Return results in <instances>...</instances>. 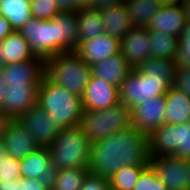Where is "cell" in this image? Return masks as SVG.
I'll use <instances>...</instances> for the list:
<instances>
[{
	"instance_id": "8",
	"label": "cell",
	"mask_w": 190,
	"mask_h": 190,
	"mask_svg": "<svg viewBox=\"0 0 190 190\" xmlns=\"http://www.w3.org/2000/svg\"><path fill=\"white\" fill-rule=\"evenodd\" d=\"M19 32L28 41L35 56L44 59L59 53L58 24L54 19L38 20L31 18Z\"/></svg>"
},
{
	"instance_id": "23",
	"label": "cell",
	"mask_w": 190,
	"mask_h": 190,
	"mask_svg": "<svg viewBox=\"0 0 190 190\" xmlns=\"http://www.w3.org/2000/svg\"><path fill=\"white\" fill-rule=\"evenodd\" d=\"M58 24L59 53L75 50L79 44L77 14L74 11H61L53 18Z\"/></svg>"
},
{
	"instance_id": "13",
	"label": "cell",
	"mask_w": 190,
	"mask_h": 190,
	"mask_svg": "<svg viewBox=\"0 0 190 190\" xmlns=\"http://www.w3.org/2000/svg\"><path fill=\"white\" fill-rule=\"evenodd\" d=\"M39 85H9L0 110L16 120L27 109L38 104Z\"/></svg>"
},
{
	"instance_id": "24",
	"label": "cell",
	"mask_w": 190,
	"mask_h": 190,
	"mask_svg": "<svg viewBox=\"0 0 190 190\" xmlns=\"http://www.w3.org/2000/svg\"><path fill=\"white\" fill-rule=\"evenodd\" d=\"M165 96V124L180 125L190 121V98L172 86Z\"/></svg>"
},
{
	"instance_id": "2",
	"label": "cell",
	"mask_w": 190,
	"mask_h": 190,
	"mask_svg": "<svg viewBox=\"0 0 190 190\" xmlns=\"http://www.w3.org/2000/svg\"><path fill=\"white\" fill-rule=\"evenodd\" d=\"M38 105L61 129L78 126L84 113L81 97L53 83L46 75L39 85Z\"/></svg>"
},
{
	"instance_id": "22",
	"label": "cell",
	"mask_w": 190,
	"mask_h": 190,
	"mask_svg": "<svg viewBox=\"0 0 190 190\" xmlns=\"http://www.w3.org/2000/svg\"><path fill=\"white\" fill-rule=\"evenodd\" d=\"M103 19L105 32L120 41L134 27L124 4L99 10Z\"/></svg>"
},
{
	"instance_id": "41",
	"label": "cell",
	"mask_w": 190,
	"mask_h": 190,
	"mask_svg": "<svg viewBox=\"0 0 190 190\" xmlns=\"http://www.w3.org/2000/svg\"><path fill=\"white\" fill-rule=\"evenodd\" d=\"M14 29L11 26V23L0 14V42L4 40Z\"/></svg>"
},
{
	"instance_id": "15",
	"label": "cell",
	"mask_w": 190,
	"mask_h": 190,
	"mask_svg": "<svg viewBox=\"0 0 190 190\" xmlns=\"http://www.w3.org/2000/svg\"><path fill=\"white\" fill-rule=\"evenodd\" d=\"M81 99L84 110H104L119 103V88L91 75Z\"/></svg>"
},
{
	"instance_id": "35",
	"label": "cell",
	"mask_w": 190,
	"mask_h": 190,
	"mask_svg": "<svg viewBox=\"0 0 190 190\" xmlns=\"http://www.w3.org/2000/svg\"><path fill=\"white\" fill-rule=\"evenodd\" d=\"M80 190H111L110 179L89 171Z\"/></svg>"
},
{
	"instance_id": "20",
	"label": "cell",
	"mask_w": 190,
	"mask_h": 190,
	"mask_svg": "<svg viewBox=\"0 0 190 190\" xmlns=\"http://www.w3.org/2000/svg\"><path fill=\"white\" fill-rule=\"evenodd\" d=\"M131 70L132 67L121 53L111 55L91 66L92 76L103 79L118 88Z\"/></svg>"
},
{
	"instance_id": "31",
	"label": "cell",
	"mask_w": 190,
	"mask_h": 190,
	"mask_svg": "<svg viewBox=\"0 0 190 190\" xmlns=\"http://www.w3.org/2000/svg\"><path fill=\"white\" fill-rule=\"evenodd\" d=\"M148 165L123 167L109 177L111 190H133L142 171Z\"/></svg>"
},
{
	"instance_id": "7",
	"label": "cell",
	"mask_w": 190,
	"mask_h": 190,
	"mask_svg": "<svg viewBox=\"0 0 190 190\" xmlns=\"http://www.w3.org/2000/svg\"><path fill=\"white\" fill-rule=\"evenodd\" d=\"M170 87L160 77L148 76L132 68L119 88V102L132 110L150 98L166 95Z\"/></svg>"
},
{
	"instance_id": "30",
	"label": "cell",
	"mask_w": 190,
	"mask_h": 190,
	"mask_svg": "<svg viewBox=\"0 0 190 190\" xmlns=\"http://www.w3.org/2000/svg\"><path fill=\"white\" fill-rule=\"evenodd\" d=\"M177 64L175 60L150 57L141 63L137 69L145 75L160 77L170 86L174 81Z\"/></svg>"
},
{
	"instance_id": "25",
	"label": "cell",
	"mask_w": 190,
	"mask_h": 190,
	"mask_svg": "<svg viewBox=\"0 0 190 190\" xmlns=\"http://www.w3.org/2000/svg\"><path fill=\"white\" fill-rule=\"evenodd\" d=\"M79 42L95 38L105 33L103 19L99 10L93 8H82L76 11Z\"/></svg>"
},
{
	"instance_id": "37",
	"label": "cell",
	"mask_w": 190,
	"mask_h": 190,
	"mask_svg": "<svg viewBox=\"0 0 190 190\" xmlns=\"http://www.w3.org/2000/svg\"><path fill=\"white\" fill-rule=\"evenodd\" d=\"M172 87L190 98V68L176 67Z\"/></svg>"
},
{
	"instance_id": "34",
	"label": "cell",
	"mask_w": 190,
	"mask_h": 190,
	"mask_svg": "<svg viewBox=\"0 0 190 190\" xmlns=\"http://www.w3.org/2000/svg\"><path fill=\"white\" fill-rule=\"evenodd\" d=\"M177 67L190 68V23H186L179 37L178 52L176 58Z\"/></svg>"
},
{
	"instance_id": "18",
	"label": "cell",
	"mask_w": 190,
	"mask_h": 190,
	"mask_svg": "<svg viewBox=\"0 0 190 190\" xmlns=\"http://www.w3.org/2000/svg\"><path fill=\"white\" fill-rule=\"evenodd\" d=\"M186 16L183 5L162 6L152 17L149 31H158L180 37L186 26Z\"/></svg>"
},
{
	"instance_id": "10",
	"label": "cell",
	"mask_w": 190,
	"mask_h": 190,
	"mask_svg": "<svg viewBox=\"0 0 190 190\" xmlns=\"http://www.w3.org/2000/svg\"><path fill=\"white\" fill-rule=\"evenodd\" d=\"M16 121L29 131L41 147H49L62 130L38 104L27 109Z\"/></svg>"
},
{
	"instance_id": "36",
	"label": "cell",
	"mask_w": 190,
	"mask_h": 190,
	"mask_svg": "<svg viewBox=\"0 0 190 190\" xmlns=\"http://www.w3.org/2000/svg\"><path fill=\"white\" fill-rule=\"evenodd\" d=\"M20 178V160L9 156L0 164V179L7 180Z\"/></svg>"
},
{
	"instance_id": "47",
	"label": "cell",
	"mask_w": 190,
	"mask_h": 190,
	"mask_svg": "<svg viewBox=\"0 0 190 190\" xmlns=\"http://www.w3.org/2000/svg\"><path fill=\"white\" fill-rule=\"evenodd\" d=\"M182 5L184 7L186 21L190 23V0H184Z\"/></svg>"
},
{
	"instance_id": "48",
	"label": "cell",
	"mask_w": 190,
	"mask_h": 190,
	"mask_svg": "<svg viewBox=\"0 0 190 190\" xmlns=\"http://www.w3.org/2000/svg\"><path fill=\"white\" fill-rule=\"evenodd\" d=\"M162 6L181 5L182 0H159Z\"/></svg>"
},
{
	"instance_id": "32",
	"label": "cell",
	"mask_w": 190,
	"mask_h": 190,
	"mask_svg": "<svg viewBox=\"0 0 190 190\" xmlns=\"http://www.w3.org/2000/svg\"><path fill=\"white\" fill-rule=\"evenodd\" d=\"M31 16L38 20L53 19L61 10L53 0H30Z\"/></svg>"
},
{
	"instance_id": "40",
	"label": "cell",
	"mask_w": 190,
	"mask_h": 190,
	"mask_svg": "<svg viewBox=\"0 0 190 190\" xmlns=\"http://www.w3.org/2000/svg\"><path fill=\"white\" fill-rule=\"evenodd\" d=\"M126 0H94L91 8L101 10L112 6L124 4Z\"/></svg>"
},
{
	"instance_id": "29",
	"label": "cell",
	"mask_w": 190,
	"mask_h": 190,
	"mask_svg": "<svg viewBox=\"0 0 190 190\" xmlns=\"http://www.w3.org/2000/svg\"><path fill=\"white\" fill-rule=\"evenodd\" d=\"M151 57L176 60L179 38L158 31H149Z\"/></svg>"
},
{
	"instance_id": "1",
	"label": "cell",
	"mask_w": 190,
	"mask_h": 190,
	"mask_svg": "<svg viewBox=\"0 0 190 190\" xmlns=\"http://www.w3.org/2000/svg\"><path fill=\"white\" fill-rule=\"evenodd\" d=\"M149 159V136L131 126L91 144L89 170L110 177L123 167L149 165Z\"/></svg>"
},
{
	"instance_id": "26",
	"label": "cell",
	"mask_w": 190,
	"mask_h": 190,
	"mask_svg": "<svg viewBox=\"0 0 190 190\" xmlns=\"http://www.w3.org/2000/svg\"><path fill=\"white\" fill-rule=\"evenodd\" d=\"M30 8V0H0V14L16 31L32 18Z\"/></svg>"
},
{
	"instance_id": "12",
	"label": "cell",
	"mask_w": 190,
	"mask_h": 190,
	"mask_svg": "<svg viewBox=\"0 0 190 190\" xmlns=\"http://www.w3.org/2000/svg\"><path fill=\"white\" fill-rule=\"evenodd\" d=\"M4 84L9 85H40L45 76V59L36 56L34 59L2 68Z\"/></svg>"
},
{
	"instance_id": "28",
	"label": "cell",
	"mask_w": 190,
	"mask_h": 190,
	"mask_svg": "<svg viewBox=\"0 0 190 190\" xmlns=\"http://www.w3.org/2000/svg\"><path fill=\"white\" fill-rule=\"evenodd\" d=\"M89 168H74L53 171L50 177L52 190H80Z\"/></svg>"
},
{
	"instance_id": "3",
	"label": "cell",
	"mask_w": 190,
	"mask_h": 190,
	"mask_svg": "<svg viewBox=\"0 0 190 190\" xmlns=\"http://www.w3.org/2000/svg\"><path fill=\"white\" fill-rule=\"evenodd\" d=\"M48 149L53 171L90 168L91 143L79 125L62 129Z\"/></svg>"
},
{
	"instance_id": "38",
	"label": "cell",
	"mask_w": 190,
	"mask_h": 190,
	"mask_svg": "<svg viewBox=\"0 0 190 190\" xmlns=\"http://www.w3.org/2000/svg\"><path fill=\"white\" fill-rule=\"evenodd\" d=\"M22 185L24 190H48L50 189V180L44 179H30L21 177Z\"/></svg>"
},
{
	"instance_id": "27",
	"label": "cell",
	"mask_w": 190,
	"mask_h": 190,
	"mask_svg": "<svg viewBox=\"0 0 190 190\" xmlns=\"http://www.w3.org/2000/svg\"><path fill=\"white\" fill-rule=\"evenodd\" d=\"M134 27H146L162 7L159 0H126L124 3Z\"/></svg>"
},
{
	"instance_id": "6",
	"label": "cell",
	"mask_w": 190,
	"mask_h": 190,
	"mask_svg": "<svg viewBox=\"0 0 190 190\" xmlns=\"http://www.w3.org/2000/svg\"><path fill=\"white\" fill-rule=\"evenodd\" d=\"M149 155H175L190 158V121L176 124H163L149 135Z\"/></svg>"
},
{
	"instance_id": "17",
	"label": "cell",
	"mask_w": 190,
	"mask_h": 190,
	"mask_svg": "<svg viewBox=\"0 0 190 190\" xmlns=\"http://www.w3.org/2000/svg\"><path fill=\"white\" fill-rule=\"evenodd\" d=\"M2 141L4 142L8 156L19 160L27 157L31 152L37 151L41 147L29 131L16 120H12L8 124Z\"/></svg>"
},
{
	"instance_id": "5",
	"label": "cell",
	"mask_w": 190,
	"mask_h": 190,
	"mask_svg": "<svg viewBox=\"0 0 190 190\" xmlns=\"http://www.w3.org/2000/svg\"><path fill=\"white\" fill-rule=\"evenodd\" d=\"M79 126L93 144L132 126L131 109L119 102L104 110H84Z\"/></svg>"
},
{
	"instance_id": "11",
	"label": "cell",
	"mask_w": 190,
	"mask_h": 190,
	"mask_svg": "<svg viewBox=\"0 0 190 190\" xmlns=\"http://www.w3.org/2000/svg\"><path fill=\"white\" fill-rule=\"evenodd\" d=\"M166 96L159 95L135 106L131 110L132 126L149 136L165 123Z\"/></svg>"
},
{
	"instance_id": "42",
	"label": "cell",
	"mask_w": 190,
	"mask_h": 190,
	"mask_svg": "<svg viewBox=\"0 0 190 190\" xmlns=\"http://www.w3.org/2000/svg\"><path fill=\"white\" fill-rule=\"evenodd\" d=\"M56 2L58 8L61 11H74L76 12L78 9L75 7L74 0H53Z\"/></svg>"
},
{
	"instance_id": "14",
	"label": "cell",
	"mask_w": 190,
	"mask_h": 190,
	"mask_svg": "<svg viewBox=\"0 0 190 190\" xmlns=\"http://www.w3.org/2000/svg\"><path fill=\"white\" fill-rule=\"evenodd\" d=\"M149 30L146 27H133L120 41V53L132 68L151 57Z\"/></svg>"
},
{
	"instance_id": "16",
	"label": "cell",
	"mask_w": 190,
	"mask_h": 190,
	"mask_svg": "<svg viewBox=\"0 0 190 190\" xmlns=\"http://www.w3.org/2000/svg\"><path fill=\"white\" fill-rule=\"evenodd\" d=\"M74 51L85 63L92 66L111 55L120 53V40L105 32L95 38L79 42Z\"/></svg>"
},
{
	"instance_id": "19",
	"label": "cell",
	"mask_w": 190,
	"mask_h": 190,
	"mask_svg": "<svg viewBox=\"0 0 190 190\" xmlns=\"http://www.w3.org/2000/svg\"><path fill=\"white\" fill-rule=\"evenodd\" d=\"M35 57V54L30 49L28 41L18 30H14L0 42L1 69L6 65L31 60Z\"/></svg>"
},
{
	"instance_id": "46",
	"label": "cell",
	"mask_w": 190,
	"mask_h": 190,
	"mask_svg": "<svg viewBox=\"0 0 190 190\" xmlns=\"http://www.w3.org/2000/svg\"><path fill=\"white\" fill-rule=\"evenodd\" d=\"M8 154H7V150L6 147L4 145V142L2 140H0V164L2 161L7 160L8 158Z\"/></svg>"
},
{
	"instance_id": "21",
	"label": "cell",
	"mask_w": 190,
	"mask_h": 190,
	"mask_svg": "<svg viewBox=\"0 0 190 190\" xmlns=\"http://www.w3.org/2000/svg\"><path fill=\"white\" fill-rule=\"evenodd\" d=\"M52 174L48 147H40L20 160V177L50 180Z\"/></svg>"
},
{
	"instance_id": "45",
	"label": "cell",
	"mask_w": 190,
	"mask_h": 190,
	"mask_svg": "<svg viewBox=\"0 0 190 190\" xmlns=\"http://www.w3.org/2000/svg\"><path fill=\"white\" fill-rule=\"evenodd\" d=\"M7 86L4 84L2 69L0 68V107L2 105Z\"/></svg>"
},
{
	"instance_id": "43",
	"label": "cell",
	"mask_w": 190,
	"mask_h": 190,
	"mask_svg": "<svg viewBox=\"0 0 190 190\" xmlns=\"http://www.w3.org/2000/svg\"><path fill=\"white\" fill-rule=\"evenodd\" d=\"M11 121L12 119L0 110V140L3 139L6 128Z\"/></svg>"
},
{
	"instance_id": "9",
	"label": "cell",
	"mask_w": 190,
	"mask_h": 190,
	"mask_svg": "<svg viewBox=\"0 0 190 190\" xmlns=\"http://www.w3.org/2000/svg\"><path fill=\"white\" fill-rule=\"evenodd\" d=\"M149 165L167 190H190V166L187 159L175 155L150 156Z\"/></svg>"
},
{
	"instance_id": "39",
	"label": "cell",
	"mask_w": 190,
	"mask_h": 190,
	"mask_svg": "<svg viewBox=\"0 0 190 190\" xmlns=\"http://www.w3.org/2000/svg\"><path fill=\"white\" fill-rule=\"evenodd\" d=\"M0 190H24L21 177L19 179H11L8 182L0 179Z\"/></svg>"
},
{
	"instance_id": "33",
	"label": "cell",
	"mask_w": 190,
	"mask_h": 190,
	"mask_svg": "<svg viewBox=\"0 0 190 190\" xmlns=\"http://www.w3.org/2000/svg\"><path fill=\"white\" fill-rule=\"evenodd\" d=\"M133 190H167L166 185L157 177L155 171L148 165L138 178Z\"/></svg>"
},
{
	"instance_id": "44",
	"label": "cell",
	"mask_w": 190,
	"mask_h": 190,
	"mask_svg": "<svg viewBox=\"0 0 190 190\" xmlns=\"http://www.w3.org/2000/svg\"><path fill=\"white\" fill-rule=\"evenodd\" d=\"M94 0H74L77 9L91 8Z\"/></svg>"
},
{
	"instance_id": "4",
	"label": "cell",
	"mask_w": 190,
	"mask_h": 190,
	"mask_svg": "<svg viewBox=\"0 0 190 190\" xmlns=\"http://www.w3.org/2000/svg\"><path fill=\"white\" fill-rule=\"evenodd\" d=\"M45 75L72 94L82 97L89 82L91 66L74 51L60 52L45 59Z\"/></svg>"
}]
</instances>
